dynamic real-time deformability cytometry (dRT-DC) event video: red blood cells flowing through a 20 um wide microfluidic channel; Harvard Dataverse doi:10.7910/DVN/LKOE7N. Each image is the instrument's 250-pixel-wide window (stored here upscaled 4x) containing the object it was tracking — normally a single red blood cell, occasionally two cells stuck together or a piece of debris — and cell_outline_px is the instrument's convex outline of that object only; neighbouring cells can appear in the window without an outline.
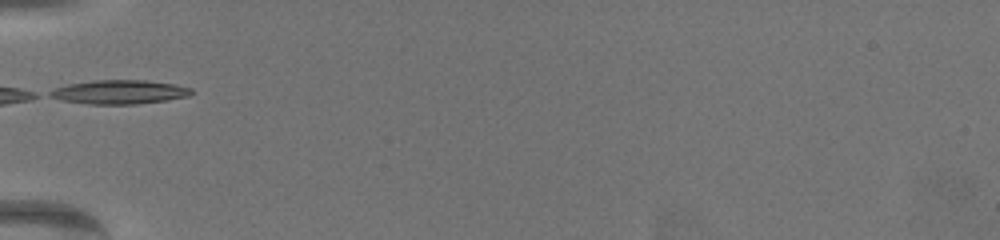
{"species": "common noctule bat (a hibernating species)", "species_latin": "Nyctalus noctula", "temperature_condition": "warm", "stored_images_in_passage": 7, "camera_frame_rate_fps": 3000, "um_per_image_px": 0.085, "animal": {"sex": "female", "body_mass_g": 19.5, "forearm_length_mm": 54.1}, "frame": {"image": 1, "passage_image": 1, "time_ms": 0.0, "image_size_px": [1000, 240], "cell_outline_px": [[192, 92], [188, 96], [168, 100], [136, 104], [88, 104], [60, 100], [48, 96], [48, 92], [56, 88], [68, 84], [96, 80], [144, 80], [172, 84], [192, 88]], "centroid_in_image_um": [10.12, 7.83], "position_along_channel_um": 74.9, "area_um2": 19.65}}